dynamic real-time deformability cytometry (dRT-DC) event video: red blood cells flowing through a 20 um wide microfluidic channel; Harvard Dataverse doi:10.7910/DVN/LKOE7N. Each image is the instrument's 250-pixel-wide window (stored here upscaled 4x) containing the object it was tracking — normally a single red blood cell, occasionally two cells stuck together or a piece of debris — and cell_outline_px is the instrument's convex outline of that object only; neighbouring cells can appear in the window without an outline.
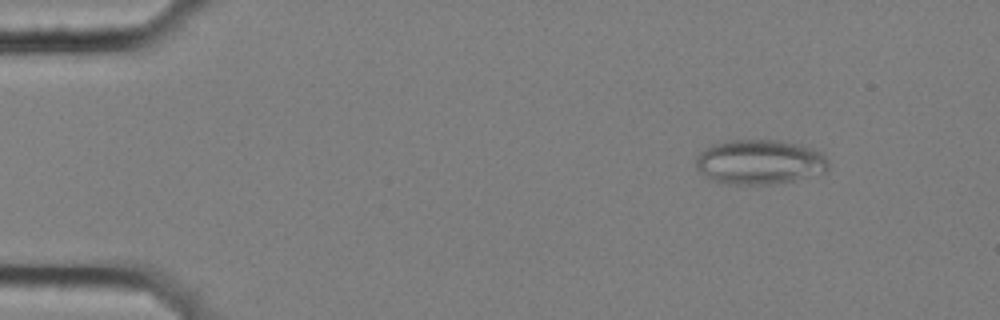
{"species": "common noctule bat (a hibernating species)", "species_latin": "Nyctalus noctula", "temperature_condition": "cold", "stored_images_in_passage": 52, "camera_frame_rate_fps": 3000, "um_per_image_px": 0.085, "animal": {"sex": "female", "body_mass_g": 25.1}, "frame": {"image": 1, "passage_image": 2, "time_ms": 0.333, "image_size_px": [1000, 320], "cell_outline_px": [[828, 168], [824, 172], [792, 180], [768, 184], [720, 184], [704, 176], [696, 168], [696, 156], [704, 148], [712, 144], [724, 140], [776, 140], [796, 144], [812, 148], [820, 152], [828, 160]], "centroid_in_image_um": [64.49, 13.76], "position_along_channel_um": 20.5, "area_um2": 34.51}}
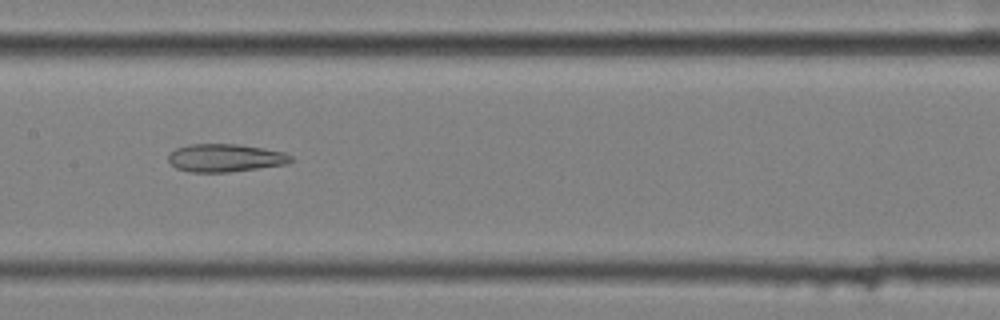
{"frame": {"image": 2, "passage_image": 24, "time_ms": 7.667, "image_size_px": [1000, 320], "cell_outline_px": [[292, 160], [288, 164], [228, 172], [188, 172], [176, 168], [168, 160], [168, 156], [176, 148], [188, 144], [236, 144], [264, 148], [284, 152], [292, 156]], "centroid_in_image_um": [19.15, 13.42], "position_along_channel_um": 188.3, "area_um2": 19.94}}
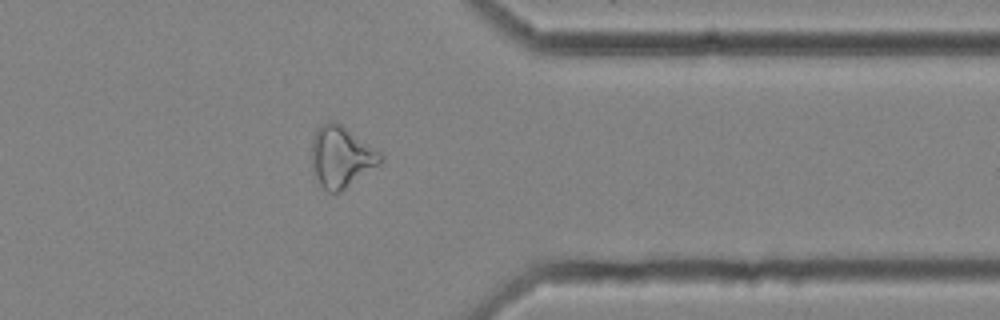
{"frame": {"image": 3, "passage_image": 41, "time_ms": 13.333, "image_size_px": [1000, 320], "cell_outline_px": [[384, 160], [380, 164], [340, 192], [328, 192], [320, 184], [312, 168], [312, 136], [316, 128], [320, 124], [332, 120], [340, 124], [380, 152], [384, 156]], "centroid_in_image_um": [28.99, 13.32], "position_along_channel_um": 382.4, "area_um2": 24.39}, "authors_computed_cell_mechanics": {"area_um2": 25.2297, "velocity_mm_per_s": 3.5616, "shape_relaxation_time_tau1_ms": null, "shape_relaxation_time_tau2_ms": 4.021, "deformation_change_tau1": null, "deformation_change_tau2": 0.144}}